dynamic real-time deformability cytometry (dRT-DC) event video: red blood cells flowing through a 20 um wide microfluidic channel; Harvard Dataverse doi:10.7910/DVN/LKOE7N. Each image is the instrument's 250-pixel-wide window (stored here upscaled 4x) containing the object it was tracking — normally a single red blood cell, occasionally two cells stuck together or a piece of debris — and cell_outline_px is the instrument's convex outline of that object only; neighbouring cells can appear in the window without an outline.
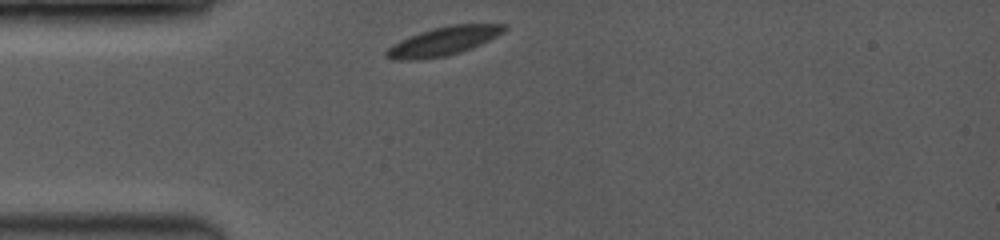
{"species": "common noctule bat (a hibernating species)", "species_latin": "Nyctalus noctula", "temperature_condition": "room temperature", "stored_images_in_passage": 2, "camera_frame_rate_fps": 3500, "um_per_image_px": 0.085, "animal": {"sex": "female", "body_mass_g": 19.0, "forearm_length_mm": 53.3}, "frame": {"image": 1, "passage_image": 1, "time_ms": 0.0, "image_size_px": [1000, 240], "cell_outline_px": [[508, 28], [504, 32], [480, 44], [444, 56], [412, 60], [396, 60], [384, 56], [384, 52], [392, 44], [400, 40], [420, 32], [432, 28], [452, 24], [508, 24]], "centroid_in_image_um": [37.66, 3.48], "position_along_channel_um": 47.3, "area_um2": 19.36}}